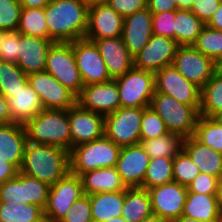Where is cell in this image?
Segmentation results:
<instances>
[{"mask_svg":"<svg viewBox=\"0 0 222 222\" xmlns=\"http://www.w3.org/2000/svg\"><path fill=\"white\" fill-rule=\"evenodd\" d=\"M88 10L84 0H52L44 7L49 40L72 42L85 38Z\"/></svg>","mask_w":222,"mask_h":222,"instance_id":"1","label":"cell"},{"mask_svg":"<svg viewBox=\"0 0 222 222\" xmlns=\"http://www.w3.org/2000/svg\"><path fill=\"white\" fill-rule=\"evenodd\" d=\"M19 172L52 186L70 172L69 151L28 142Z\"/></svg>","mask_w":222,"mask_h":222,"instance_id":"2","label":"cell"},{"mask_svg":"<svg viewBox=\"0 0 222 222\" xmlns=\"http://www.w3.org/2000/svg\"><path fill=\"white\" fill-rule=\"evenodd\" d=\"M23 126L30 143L72 148L69 110L43 109Z\"/></svg>","mask_w":222,"mask_h":222,"instance_id":"3","label":"cell"},{"mask_svg":"<svg viewBox=\"0 0 222 222\" xmlns=\"http://www.w3.org/2000/svg\"><path fill=\"white\" fill-rule=\"evenodd\" d=\"M121 148L105 135L72 147L69 151L70 173L80 176L90 170L116 167Z\"/></svg>","mask_w":222,"mask_h":222,"instance_id":"4","label":"cell"},{"mask_svg":"<svg viewBox=\"0 0 222 222\" xmlns=\"http://www.w3.org/2000/svg\"><path fill=\"white\" fill-rule=\"evenodd\" d=\"M150 107L164 121L168 132L182 138L193 136L200 116V106L186 105L172 96L155 92Z\"/></svg>","mask_w":222,"mask_h":222,"instance_id":"5","label":"cell"},{"mask_svg":"<svg viewBox=\"0 0 222 222\" xmlns=\"http://www.w3.org/2000/svg\"><path fill=\"white\" fill-rule=\"evenodd\" d=\"M45 71L78 97L84 87L73 53L72 42H53L49 48Z\"/></svg>","mask_w":222,"mask_h":222,"instance_id":"6","label":"cell"},{"mask_svg":"<svg viewBox=\"0 0 222 222\" xmlns=\"http://www.w3.org/2000/svg\"><path fill=\"white\" fill-rule=\"evenodd\" d=\"M116 81L121 107H150L155 93V73L132 67Z\"/></svg>","mask_w":222,"mask_h":222,"instance_id":"7","label":"cell"},{"mask_svg":"<svg viewBox=\"0 0 222 222\" xmlns=\"http://www.w3.org/2000/svg\"><path fill=\"white\" fill-rule=\"evenodd\" d=\"M143 108L120 107L105 116L104 135L120 147L140 144Z\"/></svg>","mask_w":222,"mask_h":222,"instance_id":"8","label":"cell"},{"mask_svg":"<svg viewBox=\"0 0 222 222\" xmlns=\"http://www.w3.org/2000/svg\"><path fill=\"white\" fill-rule=\"evenodd\" d=\"M82 196L84 193L80 176L69 172L50 186L47 202L43 209L45 220L59 222L72 204Z\"/></svg>","mask_w":222,"mask_h":222,"instance_id":"9","label":"cell"},{"mask_svg":"<svg viewBox=\"0 0 222 222\" xmlns=\"http://www.w3.org/2000/svg\"><path fill=\"white\" fill-rule=\"evenodd\" d=\"M73 53L84 86L112 80L94 41L86 38L73 41Z\"/></svg>","mask_w":222,"mask_h":222,"instance_id":"10","label":"cell"},{"mask_svg":"<svg viewBox=\"0 0 222 222\" xmlns=\"http://www.w3.org/2000/svg\"><path fill=\"white\" fill-rule=\"evenodd\" d=\"M172 65L188 81L202 88L215 72V62L193 45L178 46Z\"/></svg>","mask_w":222,"mask_h":222,"instance_id":"11","label":"cell"},{"mask_svg":"<svg viewBox=\"0 0 222 222\" xmlns=\"http://www.w3.org/2000/svg\"><path fill=\"white\" fill-rule=\"evenodd\" d=\"M155 92L172 96L186 105L200 106L201 88L188 81L173 65L155 73Z\"/></svg>","mask_w":222,"mask_h":222,"instance_id":"12","label":"cell"},{"mask_svg":"<svg viewBox=\"0 0 222 222\" xmlns=\"http://www.w3.org/2000/svg\"><path fill=\"white\" fill-rule=\"evenodd\" d=\"M28 84L41 99L43 109L69 110L77 97L46 71L28 75Z\"/></svg>","mask_w":222,"mask_h":222,"instance_id":"13","label":"cell"},{"mask_svg":"<svg viewBox=\"0 0 222 222\" xmlns=\"http://www.w3.org/2000/svg\"><path fill=\"white\" fill-rule=\"evenodd\" d=\"M188 188L171 181L148 189L152 212L169 221L182 216Z\"/></svg>","mask_w":222,"mask_h":222,"instance_id":"14","label":"cell"},{"mask_svg":"<svg viewBox=\"0 0 222 222\" xmlns=\"http://www.w3.org/2000/svg\"><path fill=\"white\" fill-rule=\"evenodd\" d=\"M178 46L172 38L153 34L143 49L133 57L134 67L156 73L172 65Z\"/></svg>","mask_w":222,"mask_h":222,"instance_id":"15","label":"cell"},{"mask_svg":"<svg viewBox=\"0 0 222 222\" xmlns=\"http://www.w3.org/2000/svg\"><path fill=\"white\" fill-rule=\"evenodd\" d=\"M77 103L84 109L104 116L113 113L121 107L116 81L112 79L84 86Z\"/></svg>","mask_w":222,"mask_h":222,"instance_id":"16","label":"cell"},{"mask_svg":"<svg viewBox=\"0 0 222 222\" xmlns=\"http://www.w3.org/2000/svg\"><path fill=\"white\" fill-rule=\"evenodd\" d=\"M72 147L104 136L105 116L82 108L78 103L69 109Z\"/></svg>","mask_w":222,"mask_h":222,"instance_id":"17","label":"cell"},{"mask_svg":"<svg viewBox=\"0 0 222 222\" xmlns=\"http://www.w3.org/2000/svg\"><path fill=\"white\" fill-rule=\"evenodd\" d=\"M124 17L108 4H95L88 10L85 38L94 41L122 36Z\"/></svg>","mask_w":222,"mask_h":222,"instance_id":"18","label":"cell"},{"mask_svg":"<svg viewBox=\"0 0 222 222\" xmlns=\"http://www.w3.org/2000/svg\"><path fill=\"white\" fill-rule=\"evenodd\" d=\"M150 158L141 144L123 146L116 170L126 188L142 187Z\"/></svg>","mask_w":222,"mask_h":222,"instance_id":"19","label":"cell"},{"mask_svg":"<svg viewBox=\"0 0 222 222\" xmlns=\"http://www.w3.org/2000/svg\"><path fill=\"white\" fill-rule=\"evenodd\" d=\"M152 35V13L147 7L124 17L121 37L133 57L143 49Z\"/></svg>","mask_w":222,"mask_h":222,"instance_id":"20","label":"cell"},{"mask_svg":"<svg viewBox=\"0 0 222 222\" xmlns=\"http://www.w3.org/2000/svg\"><path fill=\"white\" fill-rule=\"evenodd\" d=\"M53 42L37 36L20 34L19 56L16 64L27 76L45 71L47 54Z\"/></svg>","mask_w":222,"mask_h":222,"instance_id":"21","label":"cell"},{"mask_svg":"<svg viewBox=\"0 0 222 222\" xmlns=\"http://www.w3.org/2000/svg\"><path fill=\"white\" fill-rule=\"evenodd\" d=\"M107 66L111 79L123 76L134 66V58L127 50L122 37L94 40Z\"/></svg>","mask_w":222,"mask_h":222,"instance_id":"22","label":"cell"},{"mask_svg":"<svg viewBox=\"0 0 222 222\" xmlns=\"http://www.w3.org/2000/svg\"><path fill=\"white\" fill-rule=\"evenodd\" d=\"M28 140L23 124L0 125V157L20 170Z\"/></svg>","mask_w":222,"mask_h":222,"instance_id":"23","label":"cell"},{"mask_svg":"<svg viewBox=\"0 0 222 222\" xmlns=\"http://www.w3.org/2000/svg\"><path fill=\"white\" fill-rule=\"evenodd\" d=\"M182 149L201 173L222 178V153L197 141L193 136L183 138Z\"/></svg>","mask_w":222,"mask_h":222,"instance_id":"24","label":"cell"},{"mask_svg":"<svg viewBox=\"0 0 222 222\" xmlns=\"http://www.w3.org/2000/svg\"><path fill=\"white\" fill-rule=\"evenodd\" d=\"M6 99L12 121L15 123L24 124L43 110L40 97L29 84L24 89L10 93Z\"/></svg>","mask_w":222,"mask_h":222,"instance_id":"25","label":"cell"},{"mask_svg":"<svg viewBox=\"0 0 222 222\" xmlns=\"http://www.w3.org/2000/svg\"><path fill=\"white\" fill-rule=\"evenodd\" d=\"M84 195L115 192L126 189L116 167L90 170L80 175Z\"/></svg>","mask_w":222,"mask_h":222,"instance_id":"26","label":"cell"},{"mask_svg":"<svg viewBox=\"0 0 222 222\" xmlns=\"http://www.w3.org/2000/svg\"><path fill=\"white\" fill-rule=\"evenodd\" d=\"M125 190L89 195L93 222H106L121 216Z\"/></svg>","mask_w":222,"mask_h":222,"instance_id":"27","label":"cell"},{"mask_svg":"<svg viewBox=\"0 0 222 222\" xmlns=\"http://www.w3.org/2000/svg\"><path fill=\"white\" fill-rule=\"evenodd\" d=\"M152 214V205L147 189L142 187L125 189L121 216L126 222H140Z\"/></svg>","mask_w":222,"mask_h":222,"instance_id":"28","label":"cell"},{"mask_svg":"<svg viewBox=\"0 0 222 222\" xmlns=\"http://www.w3.org/2000/svg\"><path fill=\"white\" fill-rule=\"evenodd\" d=\"M219 213L216 195H207L187 191L182 216L202 222H215Z\"/></svg>","mask_w":222,"mask_h":222,"instance_id":"29","label":"cell"},{"mask_svg":"<svg viewBox=\"0 0 222 222\" xmlns=\"http://www.w3.org/2000/svg\"><path fill=\"white\" fill-rule=\"evenodd\" d=\"M205 24L190 10H175V41L179 46L193 45Z\"/></svg>","mask_w":222,"mask_h":222,"instance_id":"30","label":"cell"},{"mask_svg":"<svg viewBox=\"0 0 222 222\" xmlns=\"http://www.w3.org/2000/svg\"><path fill=\"white\" fill-rule=\"evenodd\" d=\"M222 111V75L214 72L201 88L200 115L214 117Z\"/></svg>","mask_w":222,"mask_h":222,"instance_id":"31","label":"cell"},{"mask_svg":"<svg viewBox=\"0 0 222 222\" xmlns=\"http://www.w3.org/2000/svg\"><path fill=\"white\" fill-rule=\"evenodd\" d=\"M183 138L175 133L167 134L148 140H140L141 146L153 158H174L182 149Z\"/></svg>","mask_w":222,"mask_h":222,"instance_id":"32","label":"cell"},{"mask_svg":"<svg viewBox=\"0 0 222 222\" xmlns=\"http://www.w3.org/2000/svg\"><path fill=\"white\" fill-rule=\"evenodd\" d=\"M43 209L33 204L0 202V222H43Z\"/></svg>","mask_w":222,"mask_h":222,"instance_id":"33","label":"cell"},{"mask_svg":"<svg viewBox=\"0 0 222 222\" xmlns=\"http://www.w3.org/2000/svg\"><path fill=\"white\" fill-rule=\"evenodd\" d=\"M193 137L202 144L222 153V124L215 118L200 115Z\"/></svg>","mask_w":222,"mask_h":222,"instance_id":"34","label":"cell"},{"mask_svg":"<svg viewBox=\"0 0 222 222\" xmlns=\"http://www.w3.org/2000/svg\"><path fill=\"white\" fill-rule=\"evenodd\" d=\"M17 32L49 39L44 8H22Z\"/></svg>","mask_w":222,"mask_h":222,"instance_id":"35","label":"cell"},{"mask_svg":"<svg viewBox=\"0 0 222 222\" xmlns=\"http://www.w3.org/2000/svg\"><path fill=\"white\" fill-rule=\"evenodd\" d=\"M28 76L16 64L0 60V93L8 98L10 93L24 89Z\"/></svg>","mask_w":222,"mask_h":222,"instance_id":"36","label":"cell"},{"mask_svg":"<svg viewBox=\"0 0 222 222\" xmlns=\"http://www.w3.org/2000/svg\"><path fill=\"white\" fill-rule=\"evenodd\" d=\"M50 186L45 182L20 172V194L23 204H33L44 209Z\"/></svg>","mask_w":222,"mask_h":222,"instance_id":"37","label":"cell"},{"mask_svg":"<svg viewBox=\"0 0 222 222\" xmlns=\"http://www.w3.org/2000/svg\"><path fill=\"white\" fill-rule=\"evenodd\" d=\"M173 160L174 158L165 157L150 159L143 182V188L148 190L149 188L174 181Z\"/></svg>","mask_w":222,"mask_h":222,"instance_id":"38","label":"cell"},{"mask_svg":"<svg viewBox=\"0 0 222 222\" xmlns=\"http://www.w3.org/2000/svg\"><path fill=\"white\" fill-rule=\"evenodd\" d=\"M193 46L215 62L222 56V31L205 25Z\"/></svg>","mask_w":222,"mask_h":222,"instance_id":"39","label":"cell"},{"mask_svg":"<svg viewBox=\"0 0 222 222\" xmlns=\"http://www.w3.org/2000/svg\"><path fill=\"white\" fill-rule=\"evenodd\" d=\"M200 173L197 165L188 154L181 149L173 160V179L177 183L188 186Z\"/></svg>","mask_w":222,"mask_h":222,"instance_id":"40","label":"cell"},{"mask_svg":"<svg viewBox=\"0 0 222 222\" xmlns=\"http://www.w3.org/2000/svg\"><path fill=\"white\" fill-rule=\"evenodd\" d=\"M168 133L164 121L151 108H143V115L140 125L141 140H148L163 136Z\"/></svg>","mask_w":222,"mask_h":222,"instance_id":"41","label":"cell"},{"mask_svg":"<svg viewBox=\"0 0 222 222\" xmlns=\"http://www.w3.org/2000/svg\"><path fill=\"white\" fill-rule=\"evenodd\" d=\"M22 7L20 0H0V28L17 31Z\"/></svg>","mask_w":222,"mask_h":222,"instance_id":"42","label":"cell"},{"mask_svg":"<svg viewBox=\"0 0 222 222\" xmlns=\"http://www.w3.org/2000/svg\"><path fill=\"white\" fill-rule=\"evenodd\" d=\"M59 222H93L89 195L75 201Z\"/></svg>","mask_w":222,"mask_h":222,"instance_id":"43","label":"cell"},{"mask_svg":"<svg viewBox=\"0 0 222 222\" xmlns=\"http://www.w3.org/2000/svg\"><path fill=\"white\" fill-rule=\"evenodd\" d=\"M175 10L152 13V30L154 35L165 36L175 40Z\"/></svg>","mask_w":222,"mask_h":222,"instance_id":"44","label":"cell"},{"mask_svg":"<svg viewBox=\"0 0 222 222\" xmlns=\"http://www.w3.org/2000/svg\"><path fill=\"white\" fill-rule=\"evenodd\" d=\"M19 41V32H7L0 46V60L16 63L19 56Z\"/></svg>","mask_w":222,"mask_h":222,"instance_id":"45","label":"cell"},{"mask_svg":"<svg viewBox=\"0 0 222 222\" xmlns=\"http://www.w3.org/2000/svg\"><path fill=\"white\" fill-rule=\"evenodd\" d=\"M218 181L219 178L200 172L187 188L189 192L216 195Z\"/></svg>","mask_w":222,"mask_h":222,"instance_id":"46","label":"cell"},{"mask_svg":"<svg viewBox=\"0 0 222 222\" xmlns=\"http://www.w3.org/2000/svg\"><path fill=\"white\" fill-rule=\"evenodd\" d=\"M221 2L222 0H194L190 11L206 25L219 8Z\"/></svg>","mask_w":222,"mask_h":222,"instance_id":"47","label":"cell"},{"mask_svg":"<svg viewBox=\"0 0 222 222\" xmlns=\"http://www.w3.org/2000/svg\"><path fill=\"white\" fill-rule=\"evenodd\" d=\"M0 202L22 203L20 194V172L0 185Z\"/></svg>","mask_w":222,"mask_h":222,"instance_id":"48","label":"cell"},{"mask_svg":"<svg viewBox=\"0 0 222 222\" xmlns=\"http://www.w3.org/2000/svg\"><path fill=\"white\" fill-rule=\"evenodd\" d=\"M107 4L123 17L147 7V0H108Z\"/></svg>","mask_w":222,"mask_h":222,"instance_id":"49","label":"cell"},{"mask_svg":"<svg viewBox=\"0 0 222 222\" xmlns=\"http://www.w3.org/2000/svg\"><path fill=\"white\" fill-rule=\"evenodd\" d=\"M147 8L151 13H161L178 9L177 0H147Z\"/></svg>","mask_w":222,"mask_h":222,"instance_id":"50","label":"cell"},{"mask_svg":"<svg viewBox=\"0 0 222 222\" xmlns=\"http://www.w3.org/2000/svg\"><path fill=\"white\" fill-rule=\"evenodd\" d=\"M18 172L19 170L12 163L0 157V185L14 178Z\"/></svg>","mask_w":222,"mask_h":222,"instance_id":"51","label":"cell"},{"mask_svg":"<svg viewBox=\"0 0 222 222\" xmlns=\"http://www.w3.org/2000/svg\"><path fill=\"white\" fill-rule=\"evenodd\" d=\"M13 123L9 108L8 101L3 94L0 93V125Z\"/></svg>","mask_w":222,"mask_h":222,"instance_id":"52","label":"cell"},{"mask_svg":"<svg viewBox=\"0 0 222 222\" xmlns=\"http://www.w3.org/2000/svg\"><path fill=\"white\" fill-rule=\"evenodd\" d=\"M206 25L215 30L222 31V2L217 11L213 14L212 18Z\"/></svg>","mask_w":222,"mask_h":222,"instance_id":"53","label":"cell"},{"mask_svg":"<svg viewBox=\"0 0 222 222\" xmlns=\"http://www.w3.org/2000/svg\"><path fill=\"white\" fill-rule=\"evenodd\" d=\"M52 0H20L21 7L26 9L44 8Z\"/></svg>","mask_w":222,"mask_h":222,"instance_id":"54","label":"cell"},{"mask_svg":"<svg viewBox=\"0 0 222 222\" xmlns=\"http://www.w3.org/2000/svg\"><path fill=\"white\" fill-rule=\"evenodd\" d=\"M216 201L219 211H222V178L219 179L216 189Z\"/></svg>","mask_w":222,"mask_h":222,"instance_id":"55","label":"cell"},{"mask_svg":"<svg viewBox=\"0 0 222 222\" xmlns=\"http://www.w3.org/2000/svg\"><path fill=\"white\" fill-rule=\"evenodd\" d=\"M140 222H171L167 219H164L158 215L152 214L145 219L141 220Z\"/></svg>","mask_w":222,"mask_h":222,"instance_id":"56","label":"cell"},{"mask_svg":"<svg viewBox=\"0 0 222 222\" xmlns=\"http://www.w3.org/2000/svg\"><path fill=\"white\" fill-rule=\"evenodd\" d=\"M194 0H177L178 9L190 10Z\"/></svg>","mask_w":222,"mask_h":222,"instance_id":"57","label":"cell"},{"mask_svg":"<svg viewBox=\"0 0 222 222\" xmlns=\"http://www.w3.org/2000/svg\"><path fill=\"white\" fill-rule=\"evenodd\" d=\"M172 222H202V221L197 220V219H193V218H190L187 216H181V217L173 220Z\"/></svg>","mask_w":222,"mask_h":222,"instance_id":"58","label":"cell"},{"mask_svg":"<svg viewBox=\"0 0 222 222\" xmlns=\"http://www.w3.org/2000/svg\"><path fill=\"white\" fill-rule=\"evenodd\" d=\"M215 72L222 75V56L215 61Z\"/></svg>","mask_w":222,"mask_h":222,"instance_id":"59","label":"cell"},{"mask_svg":"<svg viewBox=\"0 0 222 222\" xmlns=\"http://www.w3.org/2000/svg\"><path fill=\"white\" fill-rule=\"evenodd\" d=\"M84 2L90 7L95 4H107L108 0H84Z\"/></svg>","mask_w":222,"mask_h":222,"instance_id":"60","label":"cell"},{"mask_svg":"<svg viewBox=\"0 0 222 222\" xmlns=\"http://www.w3.org/2000/svg\"><path fill=\"white\" fill-rule=\"evenodd\" d=\"M106 222H126V221L123 219L122 216H118V217H115V218H111Z\"/></svg>","mask_w":222,"mask_h":222,"instance_id":"61","label":"cell"},{"mask_svg":"<svg viewBox=\"0 0 222 222\" xmlns=\"http://www.w3.org/2000/svg\"><path fill=\"white\" fill-rule=\"evenodd\" d=\"M6 33L7 31L0 28V46H1V43L3 42L4 36L6 35Z\"/></svg>","mask_w":222,"mask_h":222,"instance_id":"62","label":"cell"},{"mask_svg":"<svg viewBox=\"0 0 222 222\" xmlns=\"http://www.w3.org/2000/svg\"><path fill=\"white\" fill-rule=\"evenodd\" d=\"M213 118H215L218 122L222 124V111L217 113Z\"/></svg>","mask_w":222,"mask_h":222,"instance_id":"63","label":"cell"},{"mask_svg":"<svg viewBox=\"0 0 222 222\" xmlns=\"http://www.w3.org/2000/svg\"><path fill=\"white\" fill-rule=\"evenodd\" d=\"M215 222H222V211H219L217 219L215 220Z\"/></svg>","mask_w":222,"mask_h":222,"instance_id":"64","label":"cell"}]
</instances>
